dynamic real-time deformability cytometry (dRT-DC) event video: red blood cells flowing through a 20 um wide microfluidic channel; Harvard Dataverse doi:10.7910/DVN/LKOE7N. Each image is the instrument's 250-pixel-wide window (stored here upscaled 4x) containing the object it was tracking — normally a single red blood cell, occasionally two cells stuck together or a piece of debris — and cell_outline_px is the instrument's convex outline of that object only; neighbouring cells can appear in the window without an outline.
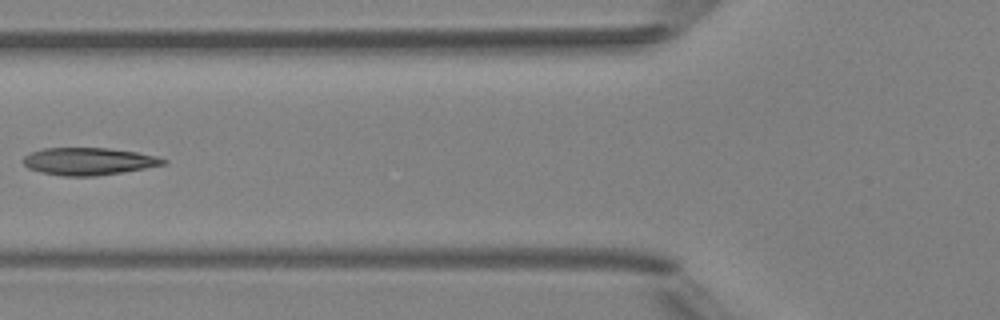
{"species": "Egyptian fruit bat (a non-hibernating species)", "species_latin": "Rousettus aegyptiacus", "temperature_condition": "room temperature", "stored_images_in_passage": 6, "camera_frame_rate_fps": 3000, "um_per_image_px": 0.085, "animal": {"sex": "female"}, "frame": {"image": 1, "passage_image": 6, "time_ms": 5.667, "image_size_px": [1000, 320], "cell_outline_px": [[168, 160], [164, 164], [144, 168], [96, 176], [64, 176], [40, 172], [28, 168], [24, 164], [24, 156], [32, 152], [44, 148], [108, 148], [136, 152], [156, 156]], "centroid_in_image_um": [7.51, 13.71], "position_along_channel_um": 118.3, "area_um2": 22.08}}